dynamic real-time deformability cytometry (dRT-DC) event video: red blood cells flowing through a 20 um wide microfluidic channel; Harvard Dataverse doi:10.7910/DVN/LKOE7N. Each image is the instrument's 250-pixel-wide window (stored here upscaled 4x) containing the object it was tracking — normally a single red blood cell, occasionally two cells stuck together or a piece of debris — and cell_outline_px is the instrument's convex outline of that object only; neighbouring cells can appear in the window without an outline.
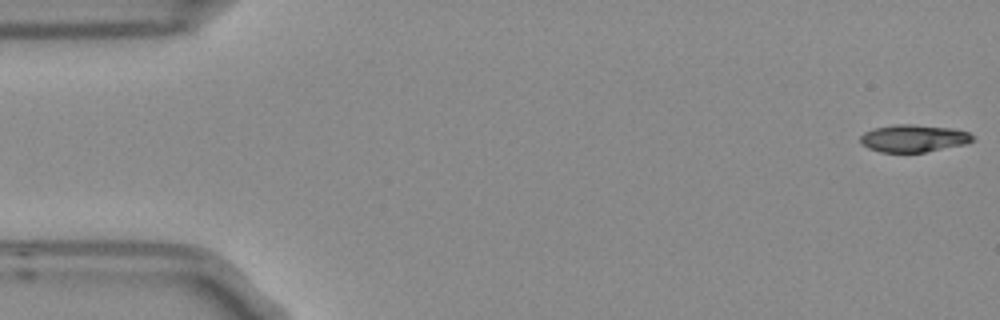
{"species": "Egyptian fruit bat (a non-hibernating species)", "species_latin": "Rousettus aegyptiacus", "temperature_condition": "room temperature", "stored_images_in_passage": 6, "segment_of_instrument_passage": [1, 2], "camera_frame_rate_fps": 3000, "um_per_image_px": 0.085, "frame": {"image": 1, "passage_image": 1, "time_ms": 0.0, "image_size_px": [1000, 320], "cell_outline_px": [[976, 140], [968, 144], [924, 152], [880, 152], [868, 148], [860, 144], [860, 136], [864, 132], [872, 128], [896, 124], [912, 124], [952, 128], [968, 132], [976, 136]], "centroid_in_image_um": [77.68, 11.75], "position_along_channel_um": 7.3, "area_um2": 18.26}}